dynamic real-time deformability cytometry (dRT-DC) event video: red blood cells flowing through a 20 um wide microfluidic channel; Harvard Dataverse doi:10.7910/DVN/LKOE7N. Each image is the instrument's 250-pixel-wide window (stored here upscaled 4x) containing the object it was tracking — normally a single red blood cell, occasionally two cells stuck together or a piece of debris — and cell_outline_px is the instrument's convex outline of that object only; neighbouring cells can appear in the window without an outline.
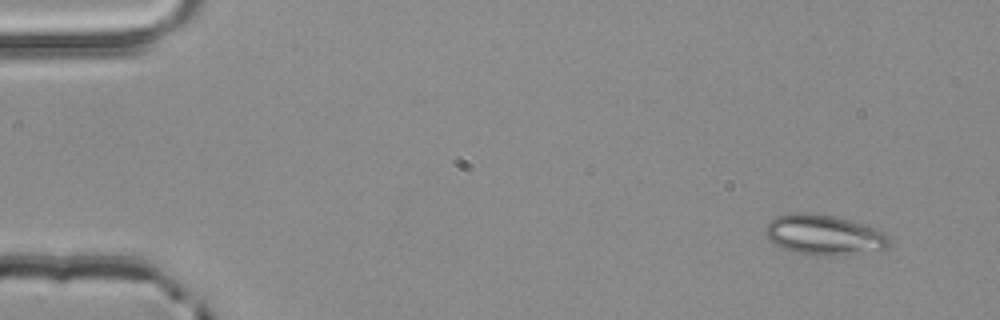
{"species": "common noctule bat (a hibernating species)", "species_latin": "Nyctalus noctula", "temperature_condition": "room temperature", "stored_images_in_passage": 3, "camera_frame_rate_fps": 3000, "um_per_image_px": 0.085, "animal": {"sex": "male", "body_mass_g": 20.4}, "frame": {"image": 1, "passage_image": 1, "time_ms": 0.0, "image_size_px": [1000, 320], "cell_outline_px": [[892, 240], [888, 248], [884, 252], [832, 256], [816, 256], [792, 252], [772, 244], [764, 232], [764, 228], [768, 220], [776, 216], [792, 212], [808, 212], [832, 216], [848, 220], [876, 228], [884, 232]], "centroid_in_image_um": [70.06, 20.0], "position_along_channel_um": 14.9, "area_um2": 30.06}}